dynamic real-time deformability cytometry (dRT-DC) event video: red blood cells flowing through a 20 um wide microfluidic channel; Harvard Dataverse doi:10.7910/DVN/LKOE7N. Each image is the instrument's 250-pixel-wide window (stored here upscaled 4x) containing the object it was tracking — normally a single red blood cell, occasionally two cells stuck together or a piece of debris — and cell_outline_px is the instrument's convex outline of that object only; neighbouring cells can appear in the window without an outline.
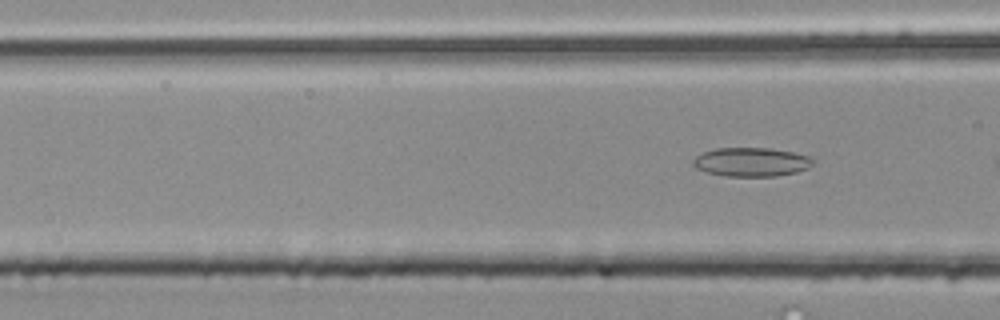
{"species": "common noctule bat (a hibernating species)", "species_latin": "Nyctalus noctula", "temperature_condition": "room temperature", "stored_images_in_passage": 3, "camera_frame_rate_fps": 3000, "um_per_image_px": 0.085, "animal": {"sex": "male", "body_mass_g": 20.4}, "frame": {"image": 1, "passage_image": 3, "time_ms": 0.667, "image_size_px": [1000, 320], "cell_outline_px": [[812, 164], [808, 168], [796, 172], [776, 176], [724, 176], [704, 172], [696, 168], [692, 164], [692, 160], [696, 156], [704, 152], [716, 148], [768, 148], [792, 152], [808, 156], [812, 160]], "centroid_in_image_um": [63.81, 13.77], "position_along_channel_um": 102.8, "area_um2": 20.11}}